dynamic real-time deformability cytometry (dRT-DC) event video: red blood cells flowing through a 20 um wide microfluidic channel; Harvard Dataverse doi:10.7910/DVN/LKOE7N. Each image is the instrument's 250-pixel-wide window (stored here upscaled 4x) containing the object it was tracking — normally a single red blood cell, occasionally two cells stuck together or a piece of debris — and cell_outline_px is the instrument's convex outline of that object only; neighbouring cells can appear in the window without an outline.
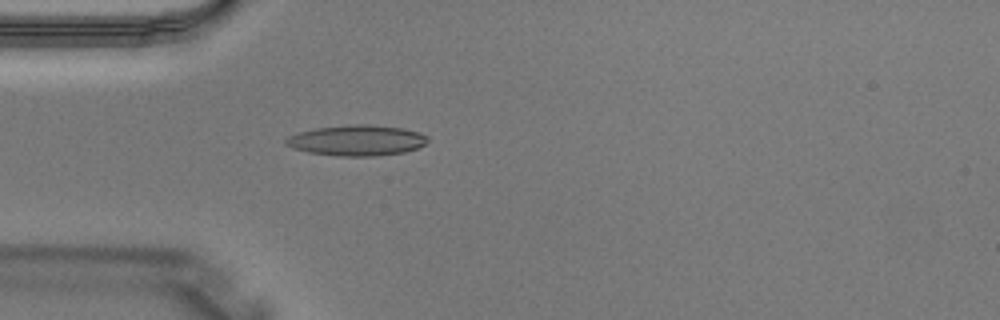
{"species": "Egyptian fruit bat (a non-hibernating species)", "species_latin": "Rousettus aegyptiacus", "temperature_condition": "warm", "stored_images_in_passage": 3, "camera_frame_rate_fps": 3000, "um_per_image_px": 0.085, "animal": {"sex": "male"}, "frame": {"image": 1, "passage_image": 3, "time_ms": 0.667, "image_size_px": [1000, 320], "cell_outline_px": [[428, 140], [424, 144], [416, 148], [404, 152], [372, 156], [336, 156], [308, 152], [292, 148], [284, 144], [284, 140], [288, 136], [300, 132], [316, 128], [348, 124], [368, 124], [404, 128], [428, 136]], "centroid_in_image_um": [30.29, 11.93], "position_along_channel_um": 54.7, "area_um2": 25.32}}